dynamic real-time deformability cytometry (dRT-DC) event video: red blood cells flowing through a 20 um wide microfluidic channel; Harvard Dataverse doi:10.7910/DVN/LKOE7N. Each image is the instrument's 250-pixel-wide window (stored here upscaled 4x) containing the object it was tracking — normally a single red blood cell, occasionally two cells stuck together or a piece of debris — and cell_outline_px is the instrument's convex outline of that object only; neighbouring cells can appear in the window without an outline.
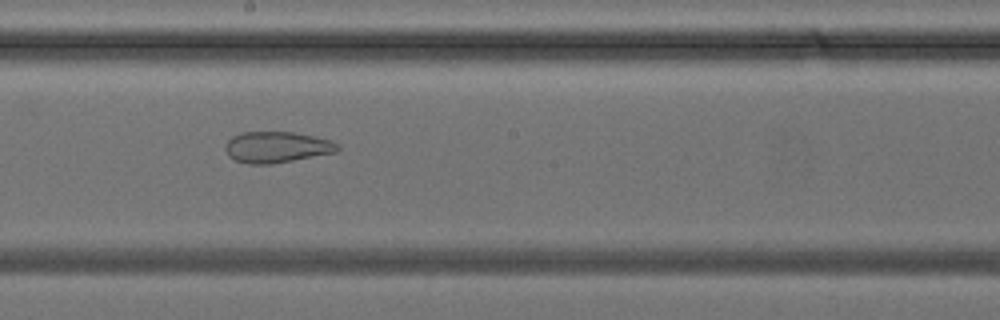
{"species": "common noctule bat (a hibernating species)", "species_latin": "Nyctalus noctula", "temperature_condition": "cold", "stored_images_in_passage": 38, "camera_frame_rate_fps": 3000, "um_per_image_px": 0.085, "animal": {"sex": "female", "body_mass_g": 24.6, "forearm_length_mm": 56.2}, "frame": {"image": 1, "passage_image": 22, "time_ms": 7.0, "image_size_px": [1000, 320], "cell_outline_px": [[340, 148], [336, 152], [272, 164], [248, 164], [236, 160], [228, 156], [224, 148], [224, 144], [232, 136], [240, 132], [292, 132], [332, 140], [340, 144]], "centroid_in_image_um": [23.5, 12.5], "position_along_channel_um": 224.7, "area_um2": 20.46}}
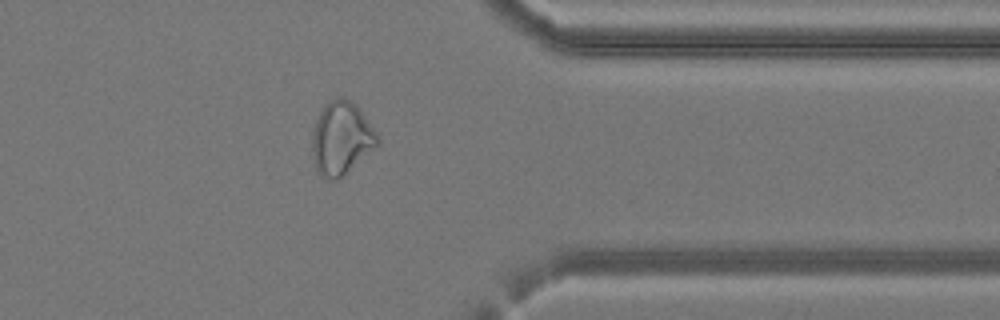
{"frame": {"image": 2, "passage_image": 32, "time_ms": 10.333, "image_size_px": [1000, 320], "cell_outline_px": [[380, 140], [340, 180], [332, 180], [320, 176], [316, 168], [312, 156], [312, 132], [316, 120], [320, 112], [336, 96], [340, 96], [356, 104], [360, 108], [376, 132]], "centroid_in_image_um": [28.99, 11.77], "position_along_channel_um": 382.4, "area_um2": 27.51}}